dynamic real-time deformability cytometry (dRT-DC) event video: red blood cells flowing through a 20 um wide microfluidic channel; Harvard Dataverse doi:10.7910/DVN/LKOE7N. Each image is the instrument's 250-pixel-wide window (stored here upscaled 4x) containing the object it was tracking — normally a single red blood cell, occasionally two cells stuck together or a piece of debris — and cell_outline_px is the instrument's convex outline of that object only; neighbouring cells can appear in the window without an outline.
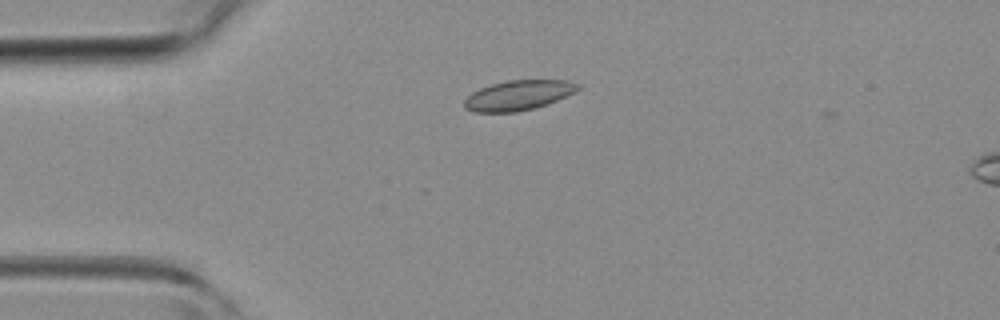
{"species": "common noctule bat (a hibernating species)", "species_latin": "Nyctalus noctula", "temperature_condition": "room temperature", "stored_images_in_passage": 35, "camera_frame_rate_fps": 3000, "um_per_image_px": 0.085, "animal": {"sex": "female", "body_mass_g": 19.3, "forearm_length_mm": 54.1}, "frame": {"image": 1, "passage_image": 1, "time_ms": 0.0, "image_size_px": [1000, 320], "cell_outline_px": [[580, 88], [576, 92], [548, 104], [516, 112], [472, 112], [464, 108], [464, 100], [472, 92], [480, 88], [492, 84], [508, 80], [568, 80], [580, 84]], "centroid_in_image_um": [44.07, 8.09], "position_along_channel_um": 40.9, "area_um2": 19.88}}
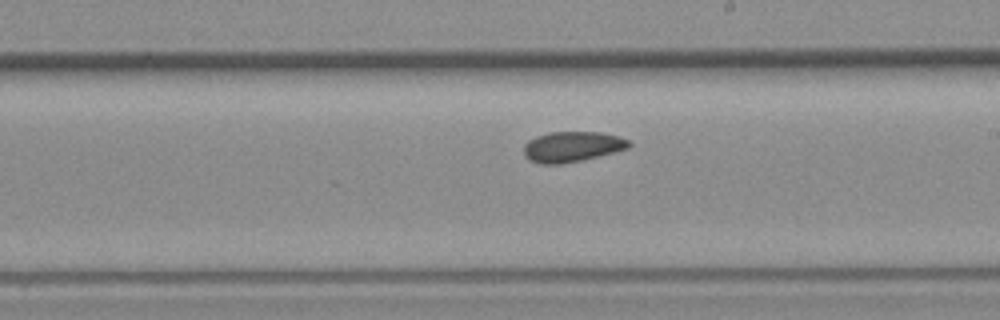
{"frame": {"image": 2, "passage_image": 16, "time_ms": 5.0, "image_size_px": [1000, 320], "cell_outline_px": [[632, 144], [628, 148], [580, 160], [560, 164], [540, 164], [524, 156], [524, 144], [528, 140], [536, 136], [548, 132], [600, 132], [620, 136], [628, 140]], "centroid_in_image_um": [48.61, 12.45], "position_along_channel_um": 240.4, "area_um2": 18.5}}
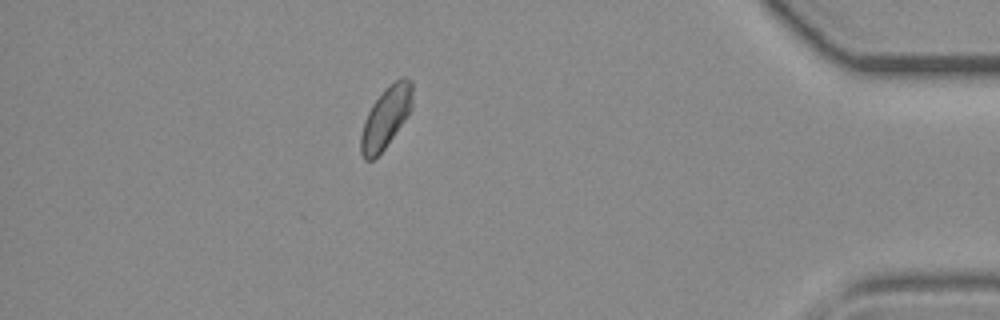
{"frame": {"image": 3, "passage_image": 30, "time_ms": 9.667, "image_size_px": [1000, 320], "cell_outline_px": [[412, 108], [404, 120], [384, 148], [372, 160], [364, 160], [360, 152], [360, 136], [364, 120], [372, 104], [400, 76], [404, 76], [412, 80]], "centroid_in_image_um": [32.79, 9.99], "position_along_channel_um": 402.4, "area_um2": 17.98}}